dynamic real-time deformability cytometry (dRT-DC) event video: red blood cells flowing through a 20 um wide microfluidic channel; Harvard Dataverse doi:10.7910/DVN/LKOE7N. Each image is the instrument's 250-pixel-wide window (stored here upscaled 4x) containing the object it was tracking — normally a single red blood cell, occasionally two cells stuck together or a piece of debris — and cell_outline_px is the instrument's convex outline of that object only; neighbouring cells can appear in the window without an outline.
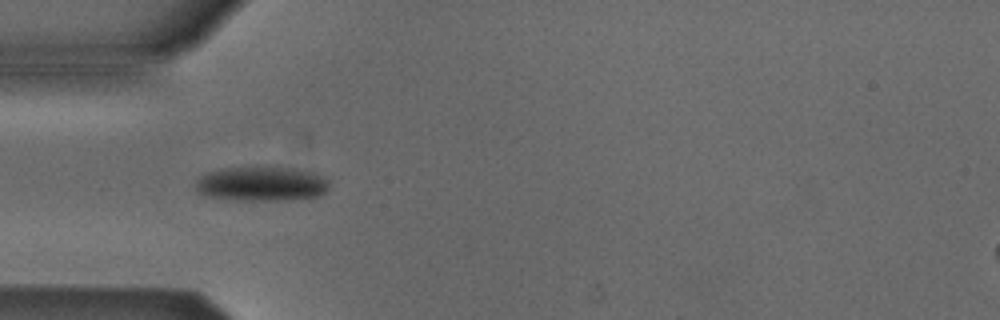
{"species": "Egyptian fruit bat (a non-hibernating species)", "species_latin": "Rousettus aegyptiacus", "temperature_condition": "cold", "stored_images_in_passage": 4, "camera_frame_rate_fps": 3000, "um_per_image_px": 0.085, "animal": {"sex": "male"}, "frame": {"image": 1, "passage_image": 3, "time_ms": 3.0, "image_size_px": [1000, 320], "cell_outline_px": [[328, 188], [324, 192], [316, 196], [292, 200], [236, 200], [204, 196], [196, 192], [196, 180], [200, 176], [208, 172], [224, 168], [288, 168], [312, 172], [324, 176], [328, 180]], "centroid_in_image_um": [22.19, 15.65], "position_along_channel_um": 62.8, "area_um2": 26.7}}